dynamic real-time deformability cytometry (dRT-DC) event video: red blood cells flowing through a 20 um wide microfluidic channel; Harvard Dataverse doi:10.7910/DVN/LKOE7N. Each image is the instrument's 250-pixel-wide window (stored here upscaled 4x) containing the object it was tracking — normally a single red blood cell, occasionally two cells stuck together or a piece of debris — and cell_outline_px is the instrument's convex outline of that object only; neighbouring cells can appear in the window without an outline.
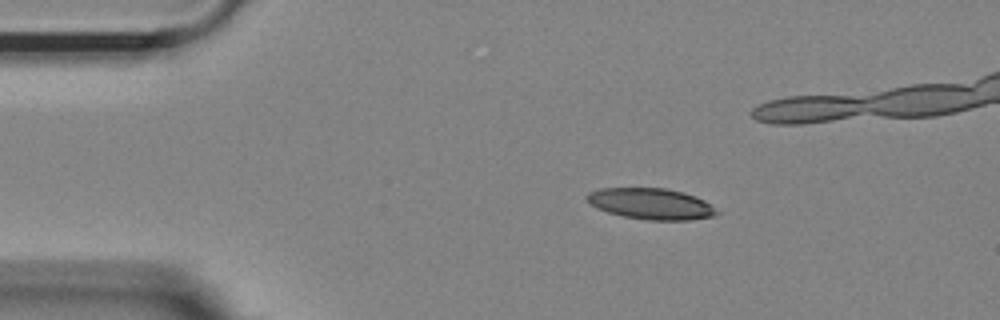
{"species": "Egyptian fruit bat (a non-hibernating species)", "species_latin": "Rousettus aegyptiacus", "temperature_condition": "room temperature", "stored_images_in_passage": 35, "camera_frame_rate_fps": 3000, "um_per_image_px": 0.085, "animal": {"sex": "female"}, "frame": {"image": 1, "passage_image": 1, "time_ms": 0.0, "image_size_px": [1000, 320], "cell_outline_px": [[720, 212], [712, 216], [688, 220], [648, 220], [624, 216], [608, 212], [596, 208], [584, 196], [588, 192], [600, 188], [668, 188], [684, 192], [696, 196], [704, 200]], "centroid_in_image_um": [55.33, 17.31], "position_along_channel_um": 29.7, "area_um2": 23.52}}
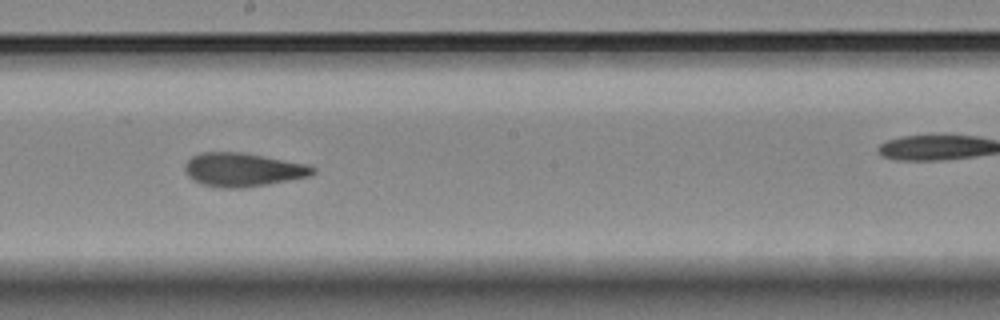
{"frame": {"image": 2, "passage_image": 21, "time_ms": 6.667, "image_size_px": [1000, 320], "cell_outline_px": [[316, 172], [308, 176], [268, 184], [244, 188], [216, 188], [200, 184], [192, 180], [184, 172], [184, 164], [192, 156], [200, 152], [240, 152], [308, 164], [316, 168]], "centroid_in_image_um": [20.59, 14.43], "position_along_channel_um": 227.6, "area_um2": 25.26}}
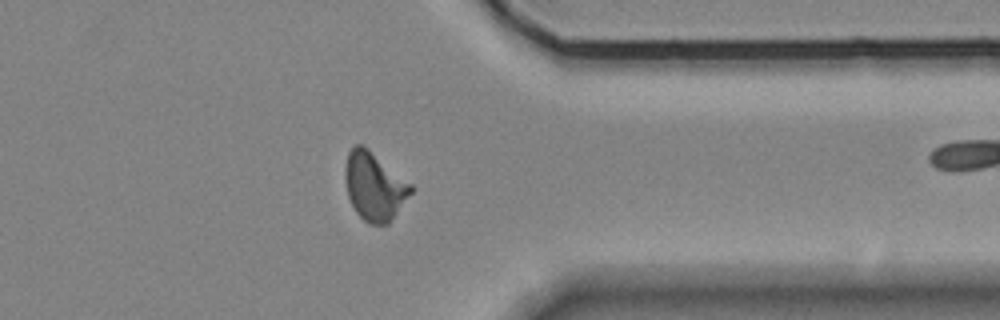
{"frame": {"image": 3, "passage_image": 34, "time_ms": 11.0, "image_size_px": [1000, 320], "cell_outline_px": [[416, 188], [388, 224], [368, 224], [356, 212], [348, 196], [344, 176], [344, 168], [348, 152], [356, 144], [364, 144], [412, 184]], "centroid_in_image_um": [31.83, 15.81], "position_along_channel_um": 379.6, "area_um2": 26.36}}